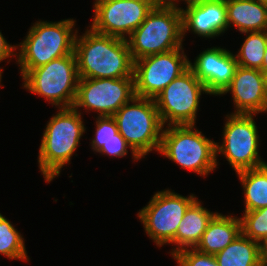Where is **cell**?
I'll return each instance as SVG.
<instances>
[{
  "instance_id": "1",
  "label": "cell",
  "mask_w": 267,
  "mask_h": 266,
  "mask_svg": "<svg viewBox=\"0 0 267 266\" xmlns=\"http://www.w3.org/2000/svg\"><path fill=\"white\" fill-rule=\"evenodd\" d=\"M75 37L79 78L133 77L134 61L126 39L87 29Z\"/></svg>"
},
{
  "instance_id": "2",
  "label": "cell",
  "mask_w": 267,
  "mask_h": 266,
  "mask_svg": "<svg viewBox=\"0 0 267 266\" xmlns=\"http://www.w3.org/2000/svg\"><path fill=\"white\" fill-rule=\"evenodd\" d=\"M85 131L81 113L73 107L59 108V112L50 118L38 153L39 169L47 183L70 163Z\"/></svg>"
},
{
  "instance_id": "3",
  "label": "cell",
  "mask_w": 267,
  "mask_h": 266,
  "mask_svg": "<svg viewBox=\"0 0 267 266\" xmlns=\"http://www.w3.org/2000/svg\"><path fill=\"white\" fill-rule=\"evenodd\" d=\"M126 40L133 61L182 47L181 10L168 2L154 6Z\"/></svg>"
},
{
  "instance_id": "4",
  "label": "cell",
  "mask_w": 267,
  "mask_h": 266,
  "mask_svg": "<svg viewBox=\"0 0 267 266\" xmlns=\"http://www.w3.org/2000/svg\"><path fill=\"white\" fill-rule=\"evenodd\" d=\"M74 19L59 22L37 21L30 27L28 35L19 45L17 64L21 76L51 60L74 52V42L78 30H74ZM75 31V32H73Z\"/></svg>"
},
{
  "instance_id": "5",
  "label": "cell",
  "mask_w": 267,
  "mask_h": 266,
  "mask_svg": "<svg viewBox=\"0 0 267 266\" xmlns=\"http://www.w3.org/2000/svg\"><path fill=\"white\" fill-rule=\"evenodd\" d=\"M113 118L134 160H140L152 150L159 152L164 126L154 99L134 96Z\"/></svg>"
},
{
  "instance_id": "6",
  "label": "cell",
  "mask_w": 267,
  "mask_h": 266,
  "mask_svg": "<svg viewBox=\"0 0 267 266\" xmlns=\"http://www.w3.org/2000/svg\"><path fill=\"white\" fill-rule=\"evenodd\" d=\"M194 126H166L162 131L158 153L179 164L181 168L204 177L217 167L216 142L206 138Z\"/></svg>"
},
{
  "instance_id": "7",
  "label": "cell",
  "mask_w": 267,
  "mask_h": 266,
  "mask_svg": "<svg viewBox=\"0 0 267 266\" xmlns=\"http://www.w3.org/2000/svg\"><path fill=\"white\" fill-rule=\"evenodd\" d=\"M23 87L59 108H71L76 98L79 74L76 55L51 60L48 64L28 71Z\"/></svg>"
},
{
  "instance_id": "8",
  "label": "cell",
  "mask_w": 267,
  "mask_h": 266,
  "mask_svg": "<svg viewBox=\"0 0 267 266\" xmlns=\"http://www.w3.org/2000/svg\"><path fill=\"white\" fill-rule=\"evenodd\" d=\"M223 128V142H216V161L223 154L235 172L266 165L259 155V135L254 114L226 115Z\"/></svg>"
},
{
  "instance_id": "9",
  "label": "cell",
  "mask_w": 267,
  "mask_h": 266,
  "mask_svg": "<svg viewBox=\"0 0 267 266\" xmlns=\"http://www.w3.org/2000/svg\"><path fill=\"white\" fill-rule=\"evenodd\" d=\"M204 93L208 94L206 87L188 67L154 98L163 126L167 122L195 125L200 96Z\"/></svg>"
},
{
  "instance_id": "10",
  "label": "cell",
  "mask_w": 267,
  "mask_h": 266,
  "mask_svg": "<svg viewBox=\"0 0 267 266\" xmlns=\"http://www.w3.org/2000/svg\"><path fill=\"white\" fill-rule=\"evenodd\" d=\"M197 199L193 194L184 197L171 190L156 192L148 205L139 210L138 218L145 232L157 246L175 245L179 223L188 207Z\"/></svg>"
},
{
  "instance_id": "11",
  "label": "cell",
  "mask_w": 267,
  "mask_h": 266,
  "mask_svg": "<svg viewBox=\"0 0 267 266\" xmlns=\"http://www.w3.org/2000/svg\"><path fill=\"white\" fill-rule=\"evenodd\" d=\"M182 47L134 61L135 96L154 99L189 67Z\"/></svg>"
},
{
  "instance_id": "12",
  "label": "cell",
  "mask_w": 267,
  "mask_h": 266,
  "mask_svg": "<svg viewBox=\"0 0 267 266\" xmlns=\"http://www.w3.org/2000/svg\"><path fill=\"white\" fill-rule=\"evenodd\" d=\"M135 96L134 77L80 78L73 108L94 110L99 116H113Z\"/></svg>"
},
{
  "instance_id": "13",
  "label": "cell",
  "mask_w": 267,
  "mask_h": 266,
  "mask_svg": "<svg viewBox=\"0 0 267 266\" xmlns=\"http://www.w3.org/2000/svg\"><path fill=\"white\" fill-rule=\"evenodd\" d=\"M155 5L150 0H95L93 31L127 39Z\"/></svg>"
},
{
  "instance_id": "14",
  "label": "cell",
  "mask_w": 267,
  "mask_h": 266,
  "mask_svg": "<svg viewBox=\"0 0 267 266\" xmlns=\"http://www.w3.org/2000/svg\"><path fill=\"white\" fill-rule=\"evenodd\" d=\"M189 67L200 82L204 84L208 94L220 96L230 85L238 66L236 57L229 50L211 47L202 51Z\"/></svg>"
},
{
  "instance_id": "15",
  "label": "cell",
  "mask_w": 267,
  "mask_h": 266,
  "mask_svg": "<svg viewBox=\"0 0 267 266\" xmlns=\"http://www.w3.org/2000/svg\"><path fill=\"white\" fill-rule=\"evenodd\" d=\"M231 92L234 114L263 113L267 105L263 74L258 69L237 66L230 85L223 95Z\"/></svg>"
},
{
  "instance_id": "16",
  "label": "cell",
  "mask_w": 267,
  "mask_h": 266,
  "mask_svg": "<svg viewBox=\"0 0 267 266\" xmlns=\"http://www.w3.org/2000/svg\"><path fill=\"white\" fill-rule=\"evenodd\" d=\"M182 12L183 38L187 31L198 36L213 38L225 33L228 28L226 0H218L184 10L176 2H168Z\"/></svg>"
},
{
  "instance_id": "17",
  "label": "cell",
  "mask_w": 267,
  "mask_h": 266,
  "mask_svg": "<svg viewBox=\"0 0 267 266\" xmlns=\"http://www.w3.org/2000/svg\"><path fill=\"white\" fill-rule=\"evenodd\" d=\"M217 214L204 208L198 198L188 207L175 235V248L170 252L173 256L180 250L195 248L209 222Z\"/></svg>"
},
{
  "instance_id": "18",
  "label": "cell",
  "mask_w": 267,
  "mask_h": 266,
  "mask_svg": "<svg viewBox=\"0 0 267 266\" xmlns=\"http://www.w3.org/2000/svg\"><path fill=\"white\" fill-rule=\"evenodd\" d=\"M241 232L240 217L217 213L209 222L195 249L215 255L226 248Z\"/></svg>"
},
{
  "instance_id": "19",
  "label": "cell",
  "mask_w": 267,
  "mask_h": 266,
  "mask_svg": "<svg viewBox=\"0 0 267 266\" xmlns=\"http://www.w3.org/2000/svg\"><path fill=\"white\" fill-rule=\"evenodd\" d=\"M227 22L242 33L267 31V5L253 0H226Z\"/></svg>"
},
{
  "instance_id": "20",
  "label": "cell",
  "mask_w": 267,
  "mask_h": 266,
  "mask_svg": "<svg viewBox=\"0 0 267 266\" xmlns=\"http://www.w3.org/2000/svg\"><path fill=\"white\" fill-rule=\"evenodd\" d=\"M214 256L219 266H262L258 242L242 232Z\"/></svg>"
},
{
  "instance_id": "21",
  "label": "cell",
  "mask_w": 267,
  "mask_h": 266,
  "mask_svg": "<svg viewBox=\"0 0 267 266\" xmlns=\"http://www.w3.org/2000/svg\"><path fill=\"white\" fill-rule=\"evenodd\" d=\"M245 196V210L253 211L267 207V164L236 173Z\"/></svg>"
},
{
  "instance_id": "22",
  "label": "cell",
  "mask_w": 267,
  "mask_h": 266,
  "mask_svg": "<svg viewBox=\"0 0 267 266\" xmlns=\"http://www.w3.org/2000/svg\"><path fill=\"white\" fill-rule=\"evenodd\" d=\"M245 38L238 54L235 55L239 66L262 70L264 53L267 47V31L245 32Z\"/></svg>"
},
{
  "instance_id": "23",
  "label": "cell",
  "mask_w": 267,
  "mask_h": 266,
  "mask_svg": "<svg viewBox=\"0 0 267 266\" xmlns=\"http://www.w3.org/2000/svg\"><path fill=\"white\" fill-rule=\"evenodd\" d=\"M23 236L0 213V254L9 259L28 261L27 251Z\"/></svg>"
},
{
  "instance_id": "24",
  "label": "cell",
  "mask_w": 267,
  "mask_h": 266,
  "mask_svg": "<svg viewBox=\"0 0 267 266\" xmlns=\"http://www.w3.org/2000/svg\"><path fill=\"white\" fill-rule=\"evenodd\" d=\"M241 220L242 233L257 242L267 234V207L244 211Z\"/></svg>"
},
{
  "instance_id": "25",
  "label": "cell",
  "mask_w": 267,
  "mask_h": 266,
  "mask_svg": "<svg viewBox=\"0 0 267 266\" xmlns=\"http://www.w3.org/2000/svg\"><path fill=\"white\" fill-rule=\"evenodd\" d=\"M91 146L93 151H98L102 145L110 140H118V127L113 116H98L96 129Z\"/></svg>"
},
{
  "instance_id": "26",
  "label": "cell",
  "mask_w": 267,
  "mask_h": 266,
  "mask_svg": "<svg viewBox=\"0 0 267 266\" xmlns=\"http://www.w3.org/2000/svg\"><path fill=\"white\" fill-rule=\"evenodd\" d=\"M172 257L178 266H219L214 255L199 252L195 248L180 250Z\"/></svg>"
},
{
  "instance_id": "27",
  "label": "cell",
  "mask_w": 267,
  "mask_h": 266,
  "mask_svg": "<svg viewBox=\"0 0 267 266\" xmlns=\"http://www.w3.org/2000/svg\"><path fill=\"white\" fill-rule=\"evenodd\" d=\"M130 146L127 144L126 140L118 132V140H110L106 142L102 147L97 151L101 154H106L113 157H124L128 153L127 148Z\"/></svg>"
},
{
  "instance_id": "28",
  "label": "cell",
  "mask_w": 267,
  "mask_h": 266,
  "mask_svg": "<svg viewBox=\"0 0 267 266\" xmlns=\"http://www.w3.org/2000/svg\"><path fill=\"white\" fill-rule=\"evenodd\" d=\"M18 47L15 45H11L7 42V40L3 37L2 33L0 32V62L10 58L12 56L17 55L14 53ZM12 55V56H11ZM2 69L0 68V77L2 78Z\"/></svg>"
},
{
  "instance_id": "29",
  "label": "cell",
  "mask_w": 267,
  "mask_h": 266,
  "mask_svg": "<svg viewBox=\"0 0 267 266\" xmlns=\"http://www.w3.org/2000/svg\"><path fill=\"white\" fill-rule=\"evenodd\" d=\"M260 261L262 266H267V234L259 242Z\"/></svg>"
},
{
  "instance_id": "30",
  "label": "cell",
  "mask_w": 267,
  "mask_h": 266,
  "mask_svg": "<svg viewBox=\"0 0 267 266\" xmlns=\"http://www.w3.org/2000/svg\"><path fill=\"white\" fill-rule=\"evenodd\" d=\"M174 1H178V0H167V2H174ZM181 1V0H180ZM186 2L187 7H192V6H198L201 4H206V3H210V2H215L218 0H183Z\"/></svg>"
},
{
  "instance_id": "31",
  "label": "cell",
  "mask_w": 267,
  "mask_h": 266,
  "mask_svg": "<svg viewBox=\"0 0 267 266\" xmlns=\"http://www.w3.org/2000/svg\"><path fill=\"white\" fill-rule=\"evenodd\" d=\"M263 74V80H264V86H265V94H266V100H267V70H261Z\"/></svg>"
},
{
  "instance_id": "32",
  "label": "cell",
  "mask_w": 267,
  "mask_h": 266,
  "mask_svg": "<svg viewBox=\"0 0 267 266\" xmlns=\"http://www.w3.org/2000/svg\"><path fill=\"white\" fill-rule=\"evenodd\" d=\"M262 70H267V47H266V50H265V53H264Z\"/></svg>"
},
{
  "instance_id": "33",
  "label": "cell",
  "mask_w": 267,
  "mask_h": 266,
  "mask_svg": "<svg viewBox=\"0 0 267 266\" xmlns=\"http://www.w3.org/2000/svg\"><path fill=\"white\" fill-rule=\"evenodd\" d=\"M155 6L167 2V0H150Z\"/></svg>"
},
{
  "instance_id": "34",
  "label": "cell",
  "mask_w": 267,
  "mask_h": 266,
  "mask_svg": "<svg viewBox=\"0 0 267 266\" xmlns=\"http://www.w3.org/2000/svg\"><path fill=\"white\" fill-rule=\"evenodd\" d=\"M253 1H256L258 3H263V4L267 5V0H253Z\"/></svg>"
},
{
  "instance_id": "35",
  "label": "cell",
  "mask_w": 267,
  "mask_h": 266,
  "mask_svg": "<svg viewBox=\"0 0 267 266\" xmlns=\"http://www.w3.org/2000/svg\"><path fill=\"white\" fill-rule=\"evenodd\" d=\"M265 112H267V105L265 106L263 113H265Z\"/></svg>"
}]
</instances>
